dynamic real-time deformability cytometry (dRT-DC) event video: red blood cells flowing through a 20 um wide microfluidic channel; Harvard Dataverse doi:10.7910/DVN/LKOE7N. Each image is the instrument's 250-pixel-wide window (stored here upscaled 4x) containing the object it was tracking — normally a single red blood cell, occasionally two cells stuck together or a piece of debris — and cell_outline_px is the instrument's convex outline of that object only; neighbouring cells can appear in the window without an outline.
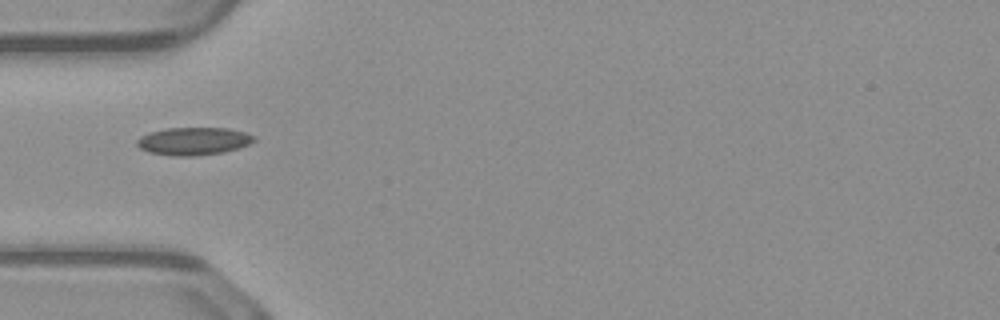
{"species": "common noctule bat (a hibernating species)", "species_latin": "Nyctalus noctula", "temperature_condition": "warm", "stored_images_in_passage": 35, "camera_frame_rate_fps": 3000, "um_per_image_px": 0.085, "animal": {"sex": "male", "body_mass_g": 23.1, "forearm_length_mm": 52.7}, "frame": {"image": 1, "passage_image": 1, "time_ms": 0.0, "image_size_px": [1000, 320], "cell_outline_px": [[256, 140], [240, 148], [224, 152], [196, 156], [172, 156], [148, 152], [140, 148], [136, 144], [136, 140], [140, 136], [152, 132], [168, 128], [228, 128], [244, 132], [256, 136]], "centroid_in_image_um": [16.46, 12.01], "position_along_channel_um": 68.5, "area_um2": 19.02}}
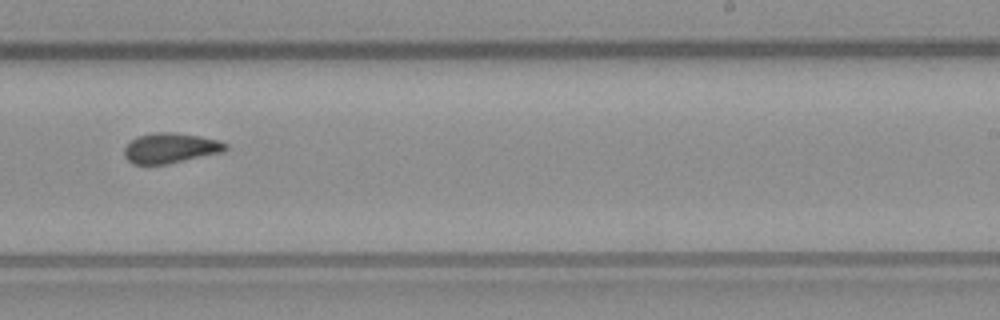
{"frame": {"image": 2, "passage_image": 16, "time_ms": 5.0, "image_size_px": [1000, 320], "cell_outline_px": [[228, 148], [224, 152], [168, 164], [132, 164], [124, 156], [124, 148], [136, 136], [156, 132], [172, 132], [200, 136], [220, 140], [228, 144]], "centroid_in_image_um": [14.52, 12.58], "position_along_channel_um": 274.5, "area_um2": 17.98}}
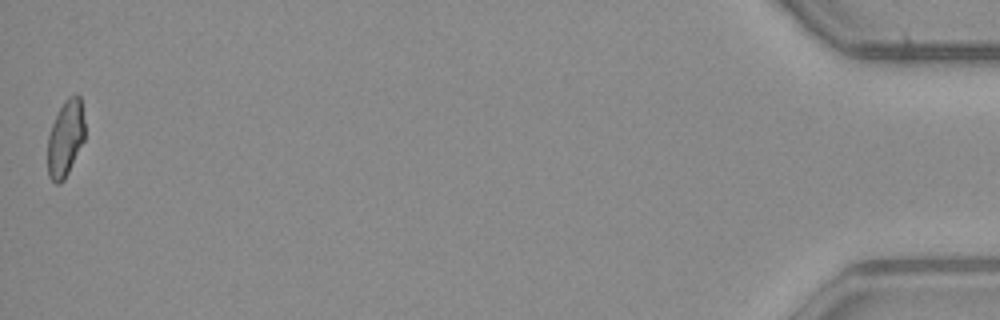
{"frame": {"image": 3, "passage_image": 35, "time_ms": 11.333, "image_size_px": [1000, 320], "cell_outline_px": [[84, 140], [64, 180], [60, 184], [56, 184], [48, 176], [48, 136], [52, 124], [64, 100], [68, 96], [76, 92], [80, 96], [84, 120]], "centroid_in_image_um": [5.56, 11.74], "position_along_channel_um": 429.6, "area_um2": 16.53}, "authors_computed_cell_mechanics": {"area_um2": 17.5712, "velocity_mm_per_s": 4.1017, "shape_relaxation_time_tau1_ms": null, "shape_relaxation_time_tau2_ms": 2.971, "deformation_change_tau1": null, "deformation_change_tau2": 0.0861}}